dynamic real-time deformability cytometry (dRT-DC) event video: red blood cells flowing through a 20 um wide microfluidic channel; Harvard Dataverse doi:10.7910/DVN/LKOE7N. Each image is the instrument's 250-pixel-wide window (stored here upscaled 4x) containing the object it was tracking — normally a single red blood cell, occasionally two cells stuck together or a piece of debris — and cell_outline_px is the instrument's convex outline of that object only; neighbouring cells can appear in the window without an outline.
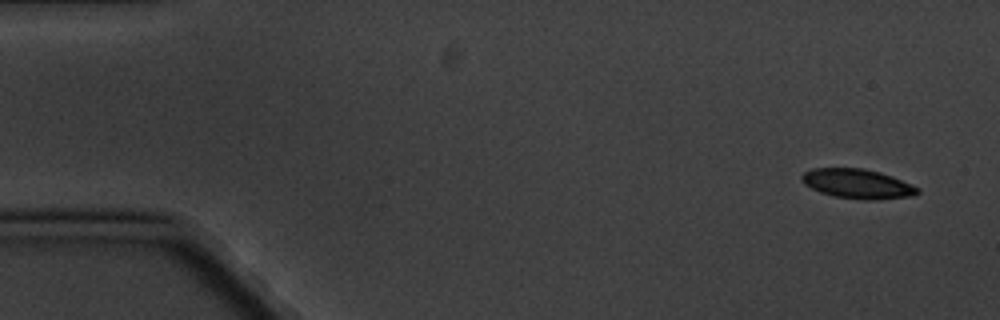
{"species": "common noctule bat (a hibernating species)", "species_latin": "Nyctalus noctula", "temperature_condition": "cold", "stored_images_in_passage": 4, "camera_frame_rate_fps": 3000, "um_per_image_px": 0.085, "animal": {"sex": "male", "body_mass_g": 20.1, "forearm_length_mm": 53.5}, "frame": {"image": 1, "passage_image": 1, "time_ms": 0.0, "image_size_px": [1000, 320], "cell_outline_px": [[920, 192], [916, 196], [880, 200], [860, 200], [832, 196], [820, 192], [804, 184], [800, 180], [800, 176], [804, 172], [812, 168], [864, 168], [880, 172], [892, 176], [912, 184], [920, 188]], "centroid_in_image_um": [72.92, 15.63], "position_along_channel_um": 12.1, "area_um2": 20.4}}
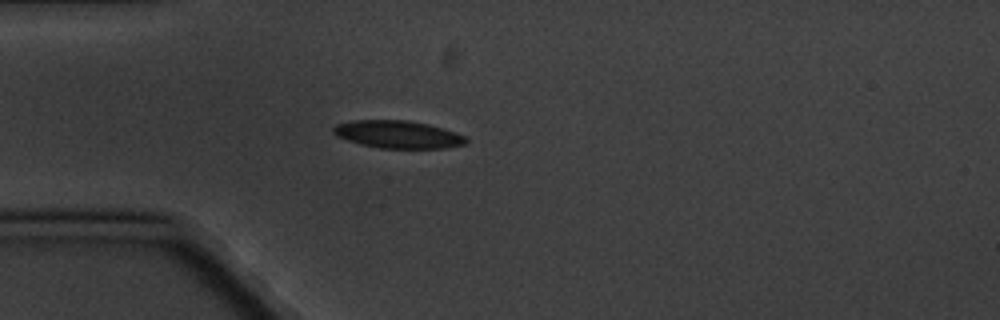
{"frame": {"image": 2, "passage_image": 4, "time_ms": 4.333, "image_size_px": [1000, 320], "cell_outline_px": [[468, 140], [464, 144], [444, 148], [380, 148], [360, 144], [336, 136], [332, 132], [332, 128], [336, 124], [352, 120], [408, 120], [428, 124], [456, 132], [464, 136]], "centroid_in_image_um": [33.79, 11.42], "position_along_channel_um": 51.2, "area_um2": 21.33}}